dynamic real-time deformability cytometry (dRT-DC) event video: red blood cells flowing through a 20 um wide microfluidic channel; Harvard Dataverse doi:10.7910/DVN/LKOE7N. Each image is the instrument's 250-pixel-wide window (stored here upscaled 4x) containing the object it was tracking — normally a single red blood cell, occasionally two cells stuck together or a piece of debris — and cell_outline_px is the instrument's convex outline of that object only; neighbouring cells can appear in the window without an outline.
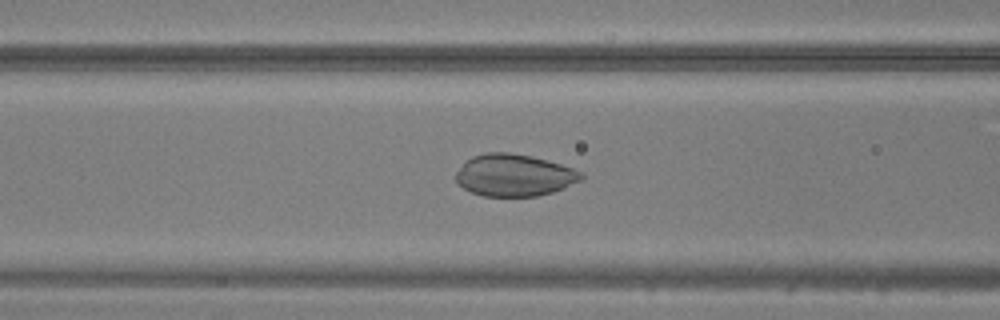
{"species": "common noctule bat (a hibernating species)", "species_latin": "Nyctalus noctula", "temperature_condition": "warm", "stored_images_in_passage": 48, "camera_frame_rate_fps": 3000, "um_per_image_px": 0.085, "animal": {"sex": "male", "body_mass_g": 20.5, "forearm_length_mm": 52.5}, "frame": {"image": 1, "passage_image": 20, "time_ms": 6.333, "image_size_px": [1000, 320], "cell_outline_px": [[584, 180], [564, 188], [552, 192], [536, 196], [484, 196], [472, 192], [464, 188], [456, 180], [456, 172], [464, 160], [472, 156], [488, 152], [508, 152], [532, 156], [560, 164], [572, 168], [580, 172], [584, 176]], "centroid_in_image_um": [43.71, 14.89], "position_along_channel_um": 122.9, "area_um2": 30.75}}
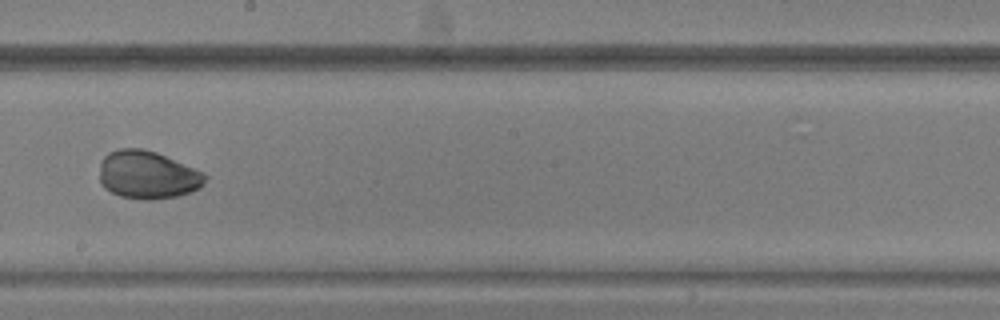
{"frame": {"image": 2, "passage_image": 28, "time_ms": 9.0, "image_size_px": [1000, 320], "cell_outline_px": [[208, 176], [204, 184], [200, 188], [176, 196], [152, 200], [144, 200], [120, 196], [104, 188], [100, 184], [100, 160], [108, 152], [120, 148], [144, 148], [156, 152], [204, 172]], "centroid_in_image_um": [12.53, 14.86], "position_along_channel_um": 235.7, "area_um2": 29.77}}
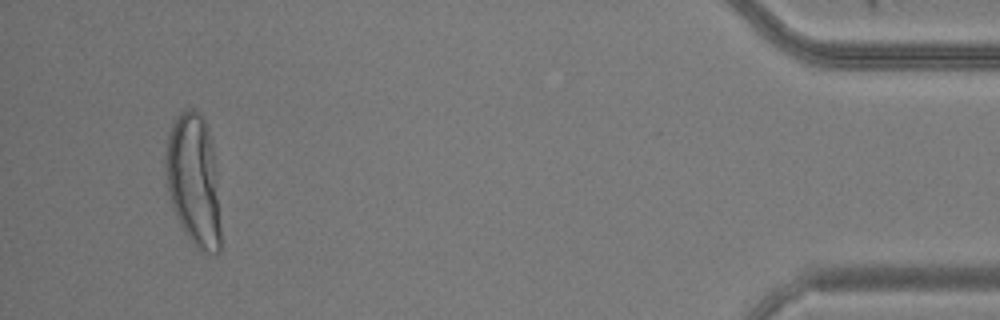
{"frame": {"image": 3, "passage_image": 46, "time_ms": 15.0, "image_size_px": [1000, 320], "cell_outline_px": [[220, 252], [204, 252], [196, 248], [184, 232], [180, 224], [172, 204], [168, 192], [168, 136], [172, 124], [176, 116], [184, 108], [196, 108], [200, 112], [204, 120], [208, 132], [212, 148], [216, 168], [220, 228]], "centroid_in_image_um": [16.49, 15.32], "position_along_channel_um": 418.7, "area_um2": 41.5}}